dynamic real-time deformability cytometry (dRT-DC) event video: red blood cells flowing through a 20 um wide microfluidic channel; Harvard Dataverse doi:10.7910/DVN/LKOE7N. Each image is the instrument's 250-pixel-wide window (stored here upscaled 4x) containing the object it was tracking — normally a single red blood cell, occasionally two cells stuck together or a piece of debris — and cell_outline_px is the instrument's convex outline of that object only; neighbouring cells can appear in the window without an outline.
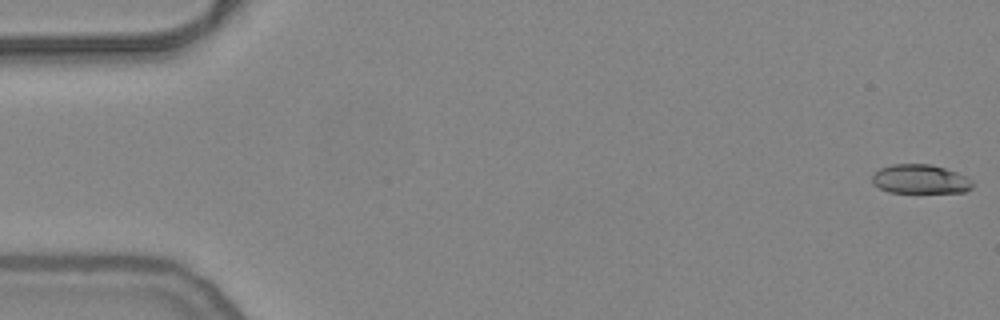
{"species": "common noctule bat (a hibernating species)", "species_latin": "Nyctalus noctula", "temperature_condition": "warm", "stored_images_in_passage": 55, "segment_of_instrument_passage": [1, 2], "camera_frame_rate_fps": 3000, "um_per_image_px": 0.085, "animal": {"sex": "female", "body_mass_g": 24.6, "forearm_length_mm": 56.2}, "frame": {"image": 1, "passage_image": 1, "time_ms": 0.0, "image_size_px": [1000, 320], "cell_outline_px": [[972, 188], [964, 192], [888, 192], [872, 184], [872, 176], [880, 168], [892, 164], [932, 164], [956, 172], [972, 180]], "centroid_in_image_um": [78.2, 15.22], "position_along_channel_um": 6.8, "area_um2": 16.94}}
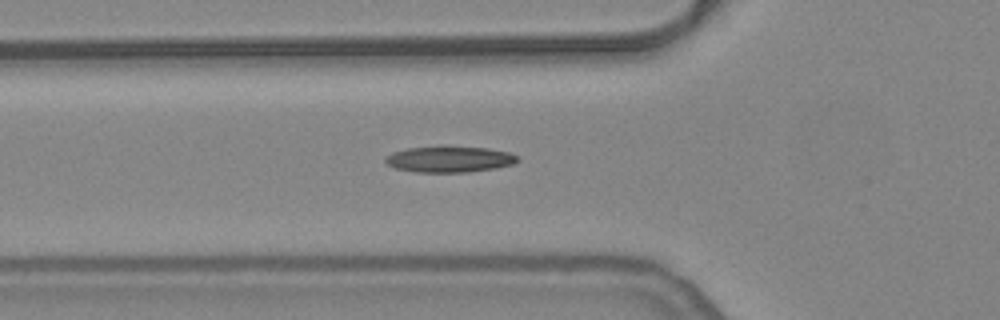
{"frame": {"image": 2, "passage_image": 19, "time_ms": 6.0, "image_size_px": [1000, 320], "cell_outline_px": [[520, 160], [512, 164], [496, 168], [468, 172], [416, 172], [396, 168], [388, 164], [384, 160], [392, 152], [408, 148], [444, 144], [488, 148], [508, 152], [516, 156]], "centroid_in_image_um": [38.21, 13.5], "position_along_channel_um": 87.6, "area_um2": 20.52}}
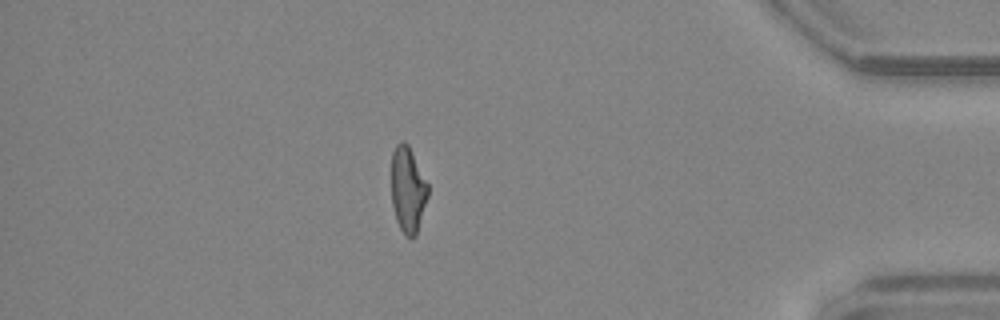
{"frame": {"image": 3, "passage_image": 47, "time_ms": 15.333, "image_size_px": [1000, 320], "cell_outline_px": [[428, 196], [416, 236], [404, 236], [396, 220], [392, 204], [392, 152], [396, 144], [400, 140], [404, 140], [408, 144], [428, 184]], "centroid_in_image_um": [34.66, 16.1], "position_along_channel_um": 400.5, "area_um2": 18.26}}